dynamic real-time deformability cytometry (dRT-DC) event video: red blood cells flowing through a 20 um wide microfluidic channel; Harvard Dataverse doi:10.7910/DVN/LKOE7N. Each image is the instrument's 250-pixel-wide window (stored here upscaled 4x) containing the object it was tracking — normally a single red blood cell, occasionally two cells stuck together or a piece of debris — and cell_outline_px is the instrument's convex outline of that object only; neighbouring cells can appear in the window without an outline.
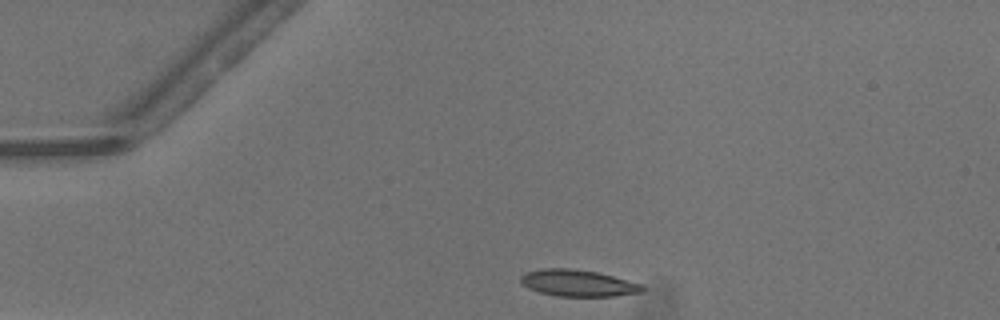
{"species": "common noctule bat (a hibernating species)", "species_latin": "Nyctalus noctula", "temperature_condition": "warm", "stored_images_in_passage": 29, "camera_frame_rate_fps": 3000, "um_per_image_px": 0.085, "animal": {"sex": "male", "body_mass_g": 13.3}, "frame": {"image": 1, "passage_image": 1, "time_ms": 0.0, "image_size_px": [1000, 320], "cell_outline_px": [[644, 292], [616, 296], [556, 296], [540, 292], [528, 288], [520, 280], [520, 276], [524, 272], [544, 268], [572, 268], [596, 272], [644, 284]], "centroid_in_image_um": [49.15, 24.06], "position_along_channel_um": 35.9, "area_um2": 18.96}}
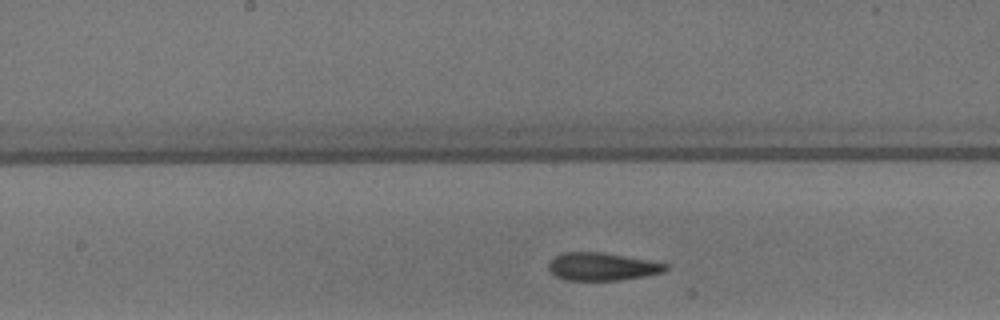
{"frame": {"image": 2, "passage_image": 16, "time_ms": 5.0, "image_size_px": [1000, 320], "cell_outline_px": [[668, 268], [664, 272], [644, 276], [620, 280], [564, 280], [556, 276], [548, 268], [548, 264], [552, 256], [564, 252], [604, 252], [648, 260], [668, 264]], "centroid_in_image_um": [51.15, 22.65], "position_along_channel_um": 197.0, "area_um2": 19.07}}
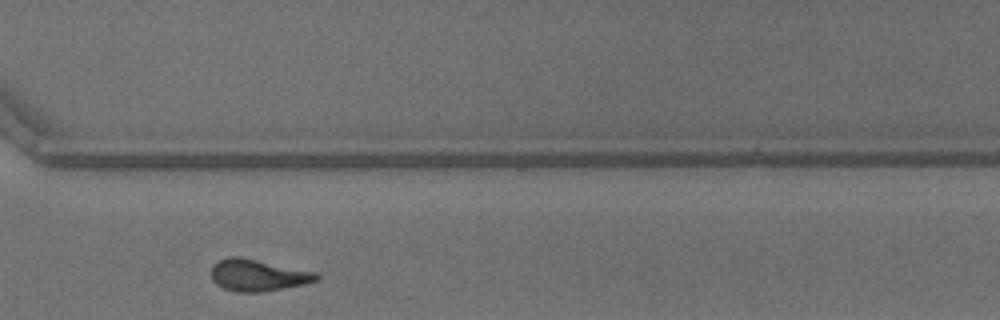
{"frame": {"image": 3, "passage_image": 27, "time_ms": 8.667, "image_size_px": [1000, 320], "cell_outline_px": [[320, 280], [304, 284], [260, 292], [236, 292], [224, 288], [216, 284], [212, 280], [212, 264], [228, 256], [240, 256], [316, 272], [320, 276]], "centroid_in_image_um": [21.92, 23.38], "position_along_channel_um": 348.7, "area_um2": 19.48}, "authors_computed_cell_mechanics": {"area_um2": 19.3052, "velocity_mm_per_s": 4.1506, "shape_relaxation_time_tau1_ms": 4.5128, "shape_relaxation_time_tau2_ms": 2.2923, "deformation_change_tau1": 0.1646, "deformation_change_tau2": 0.1019}}